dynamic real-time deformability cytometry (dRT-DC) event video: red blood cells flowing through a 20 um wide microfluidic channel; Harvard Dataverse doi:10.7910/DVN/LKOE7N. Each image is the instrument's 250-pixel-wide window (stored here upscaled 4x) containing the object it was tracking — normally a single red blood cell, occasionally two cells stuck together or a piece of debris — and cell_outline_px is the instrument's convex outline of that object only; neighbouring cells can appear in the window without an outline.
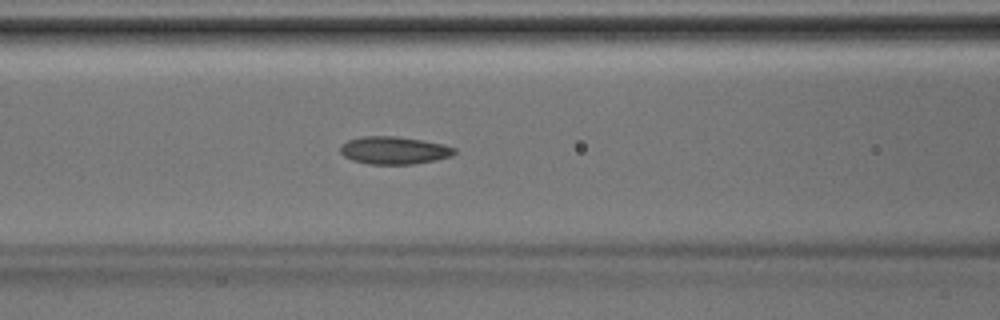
{"species": "Egyptian fruit bat (a non-hibernating species)", "species_latin": "Rousettus aegyptiacus", "temperature_condition": "room temperature", "stored_images_in_passage": 40, "camera_frame_rate_fps": 3000, "um_per_image_px": 0.085, "animal": {"sex": "male"}, "frame": {"image": 1, "passage_image": 16, "time_ms": 5.0, "image_size_px": [1000, 320], "cell_outline_px": [[456, 152], [452, 156], [436, 160], [412, 164], [368, 164], [352, 160], [344, 156], [340, 152], [340, 144], [348, 140], [360, 136], [396, 136], [444, 144], [456, 148]], "centroid_in_image_um": [33.48, 12.78], "position_along_channel_um": 133.1, "area_um2": 18.5}}
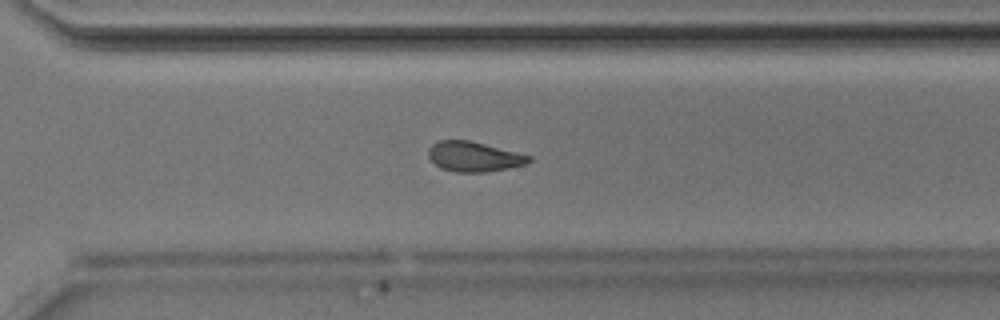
{"frame": {"image": 2, "passage_image": 28, "time_ms": 9.0, "image_size_px": [1000, 320], "cell_outline_px": [[532, 160], [528, 164], [508, 168], [484, 172], [456, 172], [440, 168], [428, 156], [428, 148], [436, 140], [472, 140], [532, 156]], "centroid_in_image_um": [40.29, 13.3], "position_along_channel_um": 330.3, "area_um2": 17.74}}
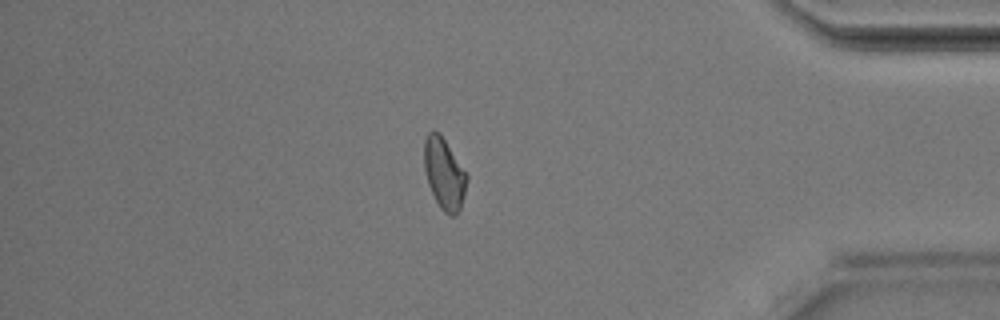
{"frame": {"image": 3, "passage_image": 34, "time_ms": 11.0, "image_size_px": [1000, 320], "cell_outline_px": [[468, 180], [464, 196], [460, 208], [456, 216], [448, 216], [440, 208], [428, 184], [424, 168], [424, 140], [428, 132], [440, 132], [468, 176]], "centroid_in_image_um": [37.76, 14.78], "position_along_channel_um": 397.4, "area_um2": 17.69}}